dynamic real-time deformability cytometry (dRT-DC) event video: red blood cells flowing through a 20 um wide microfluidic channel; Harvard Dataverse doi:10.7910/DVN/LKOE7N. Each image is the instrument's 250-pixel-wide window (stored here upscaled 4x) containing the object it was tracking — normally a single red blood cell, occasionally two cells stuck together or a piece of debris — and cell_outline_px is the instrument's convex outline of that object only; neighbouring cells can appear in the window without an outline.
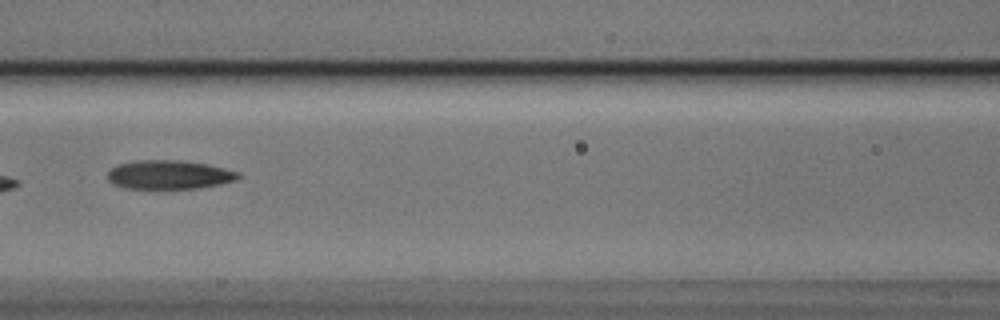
{"species": "Egyptian fruit bat (a non-hibernating species)", "species_latin": "Rousettus aegyptiacus", "temperature_condition": "cold", "stored_images_in_passage": 10, "camera_frame_rate_fps": 3000, "um_per_image_px": 0.085, "animal": {"sex": "male"}, "frame": {"image": 1, "passage_image": 7, "time_ms": 2.0, "image_size_px": [1000, 320], "cell_outline_px": [[240, 176], [236, 180], [220, 184], [200, 188], [124, 188], [112, 184], [108, 180], [108, 172], [112, 168], [120, 164], [136, 160], [180, 160], [208, 164], [240, 172]], "centroid_in_image_um": [14.39, 14.85], "position_along_channel_um": 152.2, "area_um2": 21.96}}
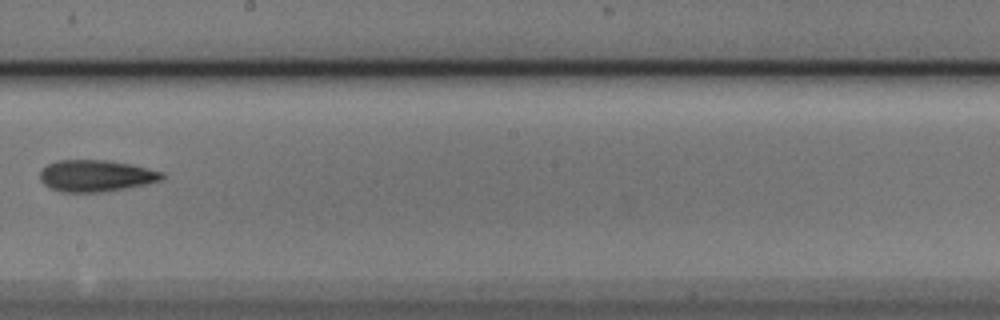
{"frame": {"image": 2, "passage_image": 9, "time_ms": 2.667, "image_size_px": [1000, 320], "cell_outline_px": [[164, 176], [160, 180], [144, 184], [124, 188], [96, 192], [60, 192], [44, 184], [40, 180], [40, 168], [56, 160], [108, 160], [132, 164], [164, 172]], "centroid_in_image_um": [8.12, 14.92], "position_along_channel_um": 240.1, "area_um2": 22.43}}
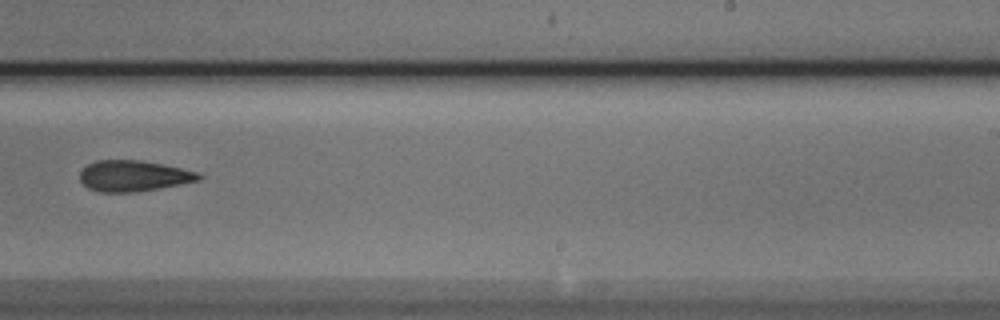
{"frame": {"image": 3, "passage_image": 10, "time_ms": 3.0, "image_size_px": [1000, 320], "cell_outline_px": [[204, 176], [200, 180], [180, 184], [136, 192], [100, 192], [88, 188], [80, 180], [80, 172], [88, 164], [96, 160], [140, 160], [180, 168], [196, 172]], "centroid_in_image_um": [11.33, 14.95], "position_along_channel_um": 277.7, "area_um2": 21.21}}